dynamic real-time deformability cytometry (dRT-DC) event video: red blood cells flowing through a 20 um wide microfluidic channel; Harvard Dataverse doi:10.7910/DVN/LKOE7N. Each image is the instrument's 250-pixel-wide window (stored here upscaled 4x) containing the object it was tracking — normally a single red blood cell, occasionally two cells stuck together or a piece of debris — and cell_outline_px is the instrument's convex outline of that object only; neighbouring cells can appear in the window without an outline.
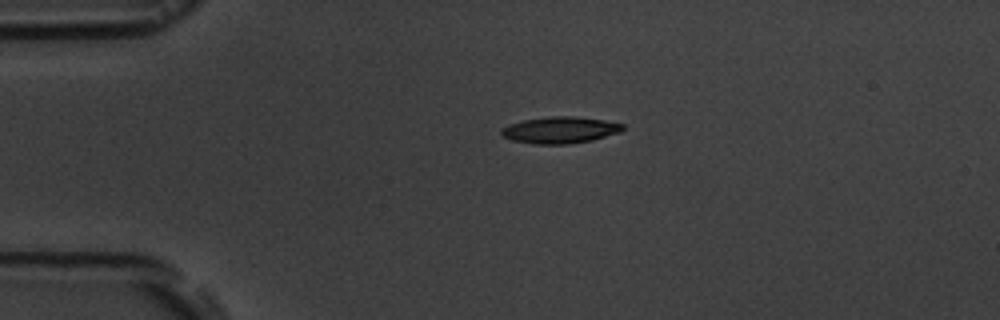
{"species": "common noctule bat (a hibernating species)", "species_latin": "Nyctalus noctula", "temperature_condition": "room temperature", "stored_images_in_passage": 2, "camera_frame_rate_fps": 3000, "um_per_image_px": 0.085, "animal": {"sex": "male", "body_mass_g": 19.5, "forearm_length_mm": 54.6}, "frame": {"image": 1, "passage_image": 1, "time_ms": 0.0, "image_size_px": [1000, 320], "cell_outline_px": [[624, 128], [620, 132], [592, 140], [568, 144], [536, 144], [512, 140], [504, 136], [500, 132], [500, 128], [508, 124], [524, 120], [552, 116], [576, 116], [604, 120], [624, 124]], "centroid_in_image_um": [47.6, 11.04], "position_along_channel_um": 37.4, "area_um2": 18.79}}